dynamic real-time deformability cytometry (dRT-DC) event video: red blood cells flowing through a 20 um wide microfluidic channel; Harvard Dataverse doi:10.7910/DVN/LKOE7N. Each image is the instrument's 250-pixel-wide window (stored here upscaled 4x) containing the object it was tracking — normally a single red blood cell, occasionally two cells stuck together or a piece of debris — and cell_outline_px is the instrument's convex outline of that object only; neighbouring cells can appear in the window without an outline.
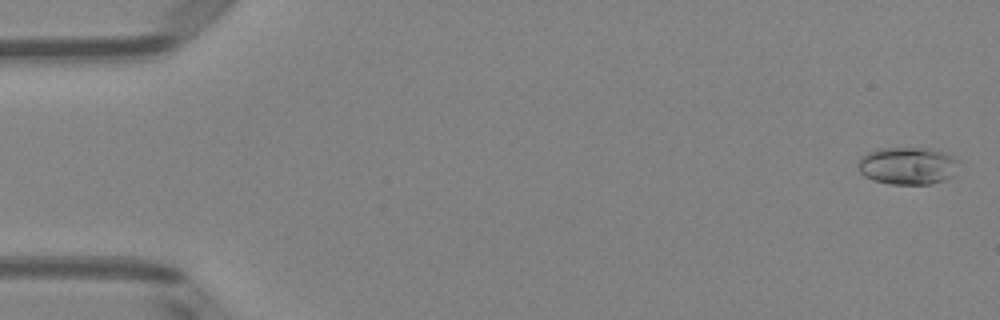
{"species": "Egyptian fruit bat (a non-hibernating species)", "species_latin": "Rousettus aegyptiacus", "temperature_condition": "room temperature", "stored_images_in_passage": 51, "camera_frame_rate_fps": 3000, "um_per_image_px": 0.085, "animal": {"sex": "female"}, "frame": {"image": 1, "passage_image": 1, "time_ms": 0.0, "image_size_px": [1000, 320], "cell_outline_px": [[960, 160], [952, 176], [944, 180], [928, 184], [888, 184], [872, 180], [864, 176], [860, 172], [856, 164], [860, 156], [868, 152], [880, 148], [928, 148], [948, 152], [956, 156]], "centroid_in_image_um": [77.15, 14.08], "position_along_channel_um": 7.9, "area_um2": 22.43}}
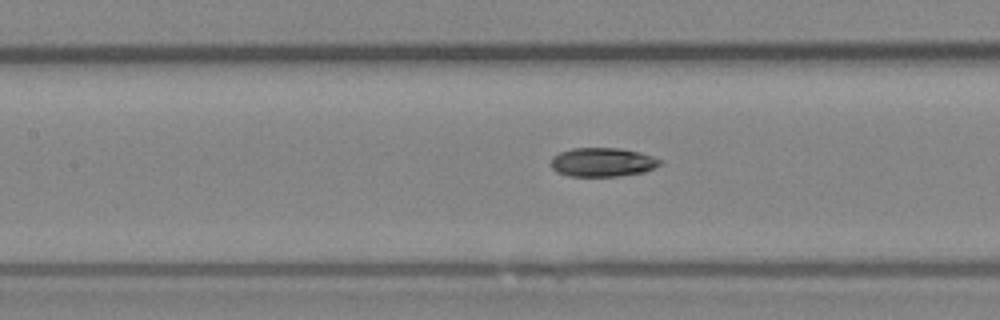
{"frame": {"image": 2, "passage_image": 23, "time_ms": 7.333, "image_size_px": [1000, 320], "cell_outline_px": [[664, 164], [644, 172], [620, 176], [568, 176], [556, 172], [552, 168], [552, 156], [560, 152], [572, 148], [620, 148], [640, 152], [664, 160]], "centroid_in_image_um": [51.26, 13.79], "position_along_channel_um": 156.1, "area_um2": 18.61}}
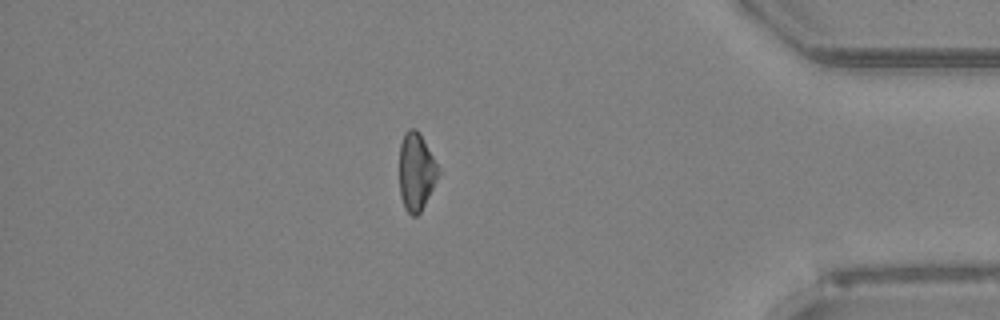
{"frame": {"image": 3, "passage_image": 44, "time_ms": 14.333, "image_size_px": [1000, 320], "cell_outline_px": [[440, 172], [420, 212], [416, 216], [412, 216], [404, 208], [400, 196], [400, 144], [404, 132], [408, 128], [416, 128], [432, 156]], "centroid_in_image_um": [35.34, 14.6], "position_along_channel_um": 399.9, "area_um2": 17.22}, "authors_computed_cell_mechanics": {"area_um2": 18.8428, "velocity_mm_per_s": 3.983, "shape_relaxation_time_tau1_ms": 3.5425, "shape_relaxation_time_tau2_ms": 4.7824, "deformation_change_tau1": 0.1367, "deformation_change_tau2": 0.1125}}